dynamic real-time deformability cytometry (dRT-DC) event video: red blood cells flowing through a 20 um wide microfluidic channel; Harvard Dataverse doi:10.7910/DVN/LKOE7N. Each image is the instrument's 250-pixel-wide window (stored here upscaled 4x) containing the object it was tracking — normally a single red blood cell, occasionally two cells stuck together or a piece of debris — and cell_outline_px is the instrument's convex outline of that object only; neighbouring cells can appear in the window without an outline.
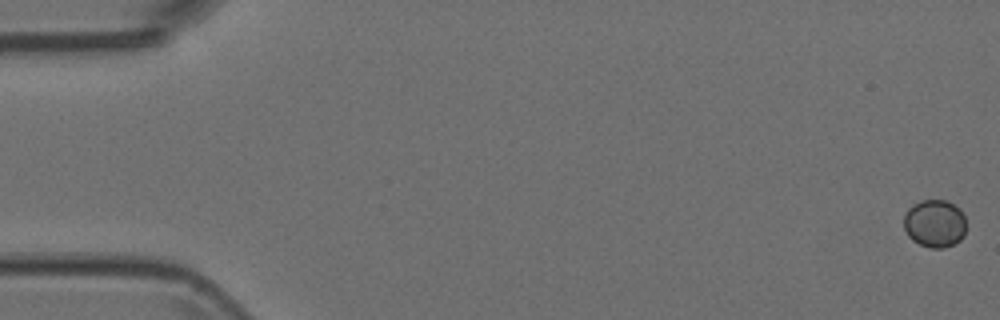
{"species": "Egyptian fruit bat (a non-hibernating species)", "species_latin": "Rousettus aegyptiacus", "temperature_condition": "room temperature", "stored_images_in_passage": 4, "camera_frame_rate_fps": 3000, "um_per_image_px": 0.085, "animal": {"sex": "female"}, "frame": {"image": 1, "passage_image": 1, "time_ms": 0.0, "image_size_px": [1000, 320], "cell_outline_px": [[964, 236], [960, 240], [944, 248], [932, 248], [920, 244], [912, 240], [908, 236], [904, 228], [904, 212], [912, 204], [920, 200], [944, 200], [960, 208], [964, 216]], "centroid_in_image_um": [79.42, 18.98], "position_along_channel_um": 5.6, "area_um2": 17.4}}